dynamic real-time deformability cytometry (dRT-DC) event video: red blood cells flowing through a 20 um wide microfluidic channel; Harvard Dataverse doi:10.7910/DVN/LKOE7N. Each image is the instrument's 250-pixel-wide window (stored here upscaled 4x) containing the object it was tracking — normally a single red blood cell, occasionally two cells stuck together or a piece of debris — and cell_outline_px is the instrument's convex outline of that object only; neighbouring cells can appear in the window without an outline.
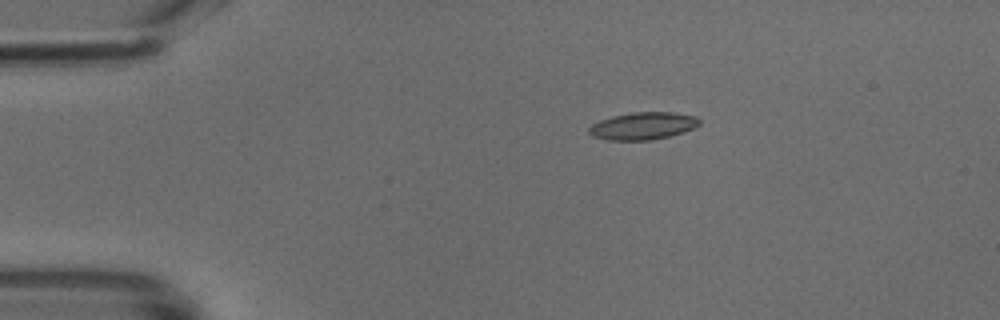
{"species": "common noctule bat (a hibernating species)", "species_latin": "Nyctalus noctula", "temperature_condition": "cold", "stored_images_in_passage": 41, "camera_frame_rate_fps": 3000, "um_per_image_px": 0.085, "animal": {"sex": "male", "body_mass_g": 18.8}, "frame": {"image": 1, "passage_image": 1, "time_ms": 0.0, "image_size_px": [1000, 320], "cell_outline_px": [[700, 124], [684, 132], [652, 140], [608, 140], [592, 136], [588, 132], [588, 128], [592, 124], [600, 120], [612, 116], [632, 112], [672, 112], [696, 116], [700, 120]], "centroid_in_image_um": [54.63, 10.7], "position_along_channel_um": 30.4, "area_um2": 17.63}}
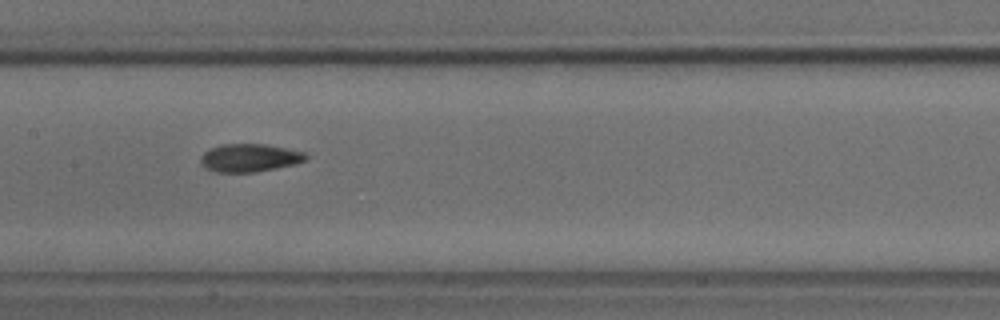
{"frame": {"image": 2, "passage_image": 16, "time_ms": 5.0, "image_size_px": [1000, 320], "cell_outline_px": [[308, 156], [304, 160], [296, 164], [256, 172], [216, 172], [204, 168], [200, 164], [200, 156], [208, 148], [220, 144], [264, 144], [304, 152]], "centroid_in_image_um": [21.14, 13.42], "position_along_channel_um": 186.3, "area_um2": 17.28}}
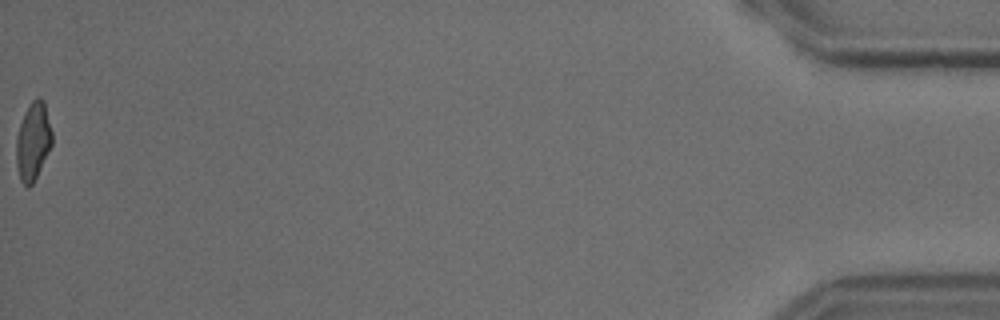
{"frame": {"image": 3, "passage_image": 41, "time_ms": 13.333, "image_size_px": [1000, 320], "cell_outline_px": [[52, 144], [32, 184], [28, 188], [20, 180], [16, 168], [16, 136], [24, 112], [32, 100], [36, 96], [40, 96], [44, 100], [52, 132]], "centroid_in_image_um": [2.79, 11.97], "position_along_channel_um": 432.4, "area_um2": 16.3}}